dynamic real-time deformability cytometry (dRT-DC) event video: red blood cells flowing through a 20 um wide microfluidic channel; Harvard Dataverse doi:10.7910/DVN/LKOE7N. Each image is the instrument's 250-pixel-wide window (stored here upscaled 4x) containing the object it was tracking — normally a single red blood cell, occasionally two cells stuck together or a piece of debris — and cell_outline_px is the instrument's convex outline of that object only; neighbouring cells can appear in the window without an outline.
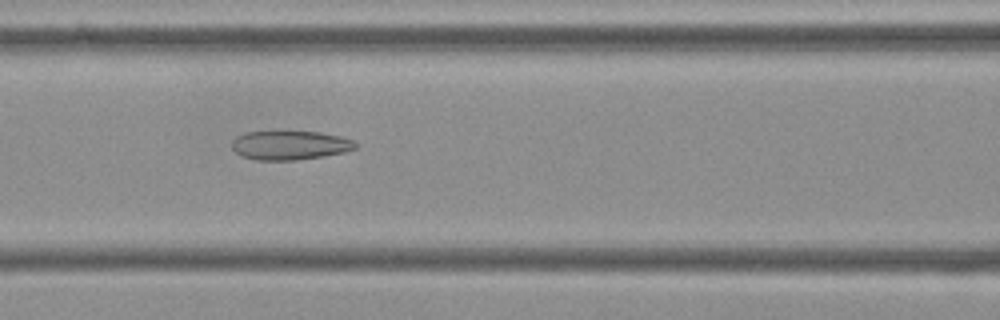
{"species": "Egyptian fruit bat (a non-hibernating species)", "species_latin": "Rousettus aegyptiacus", "temperature_condition": "cold", "stored_images_in_passage": 55, "camera_frame_rate_fps": 3000, "um_per_image_px": 0.085, "frame": {"image": 1, "passage_image": 23, "time_ms": 7.333, "image_size_px": [1000, 320], "cell_outline_px": [[356, 148], [344, 152], [324, 156], [296, 160], [256, 160], [240, 156], [232, 148], [232, 140], [236, 136], [244, 132], [320, 132], [340, 136], [352, 140], [356, 144]], "centroid_in_image_um": [24.61, 12.35], "position_along_channel_um": 142.0, "area_um2": 20.87}}
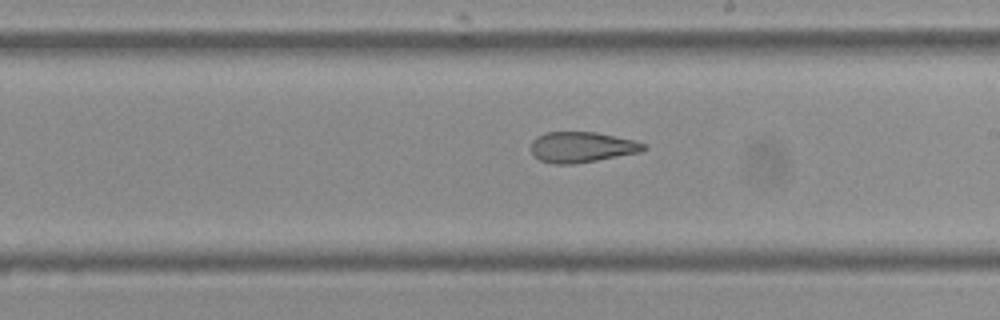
{"frame": {"image": 2, "passage_image": 31, "time_ms": 10.0, "image_size_px": [1000, 320], "cell_outline_px": [[648, 148], [640, 152], [596, 160], [572, 164], [552, 164], [540, 160], [532, 152], [532, 140], [536, 136], [544, 132], [596, 132], [636, 140], [644, 144]], "centroid_in_image_um": [49.45, 12.49], "position_along_channel_um": 239.5, "area_um2": 20.06}}
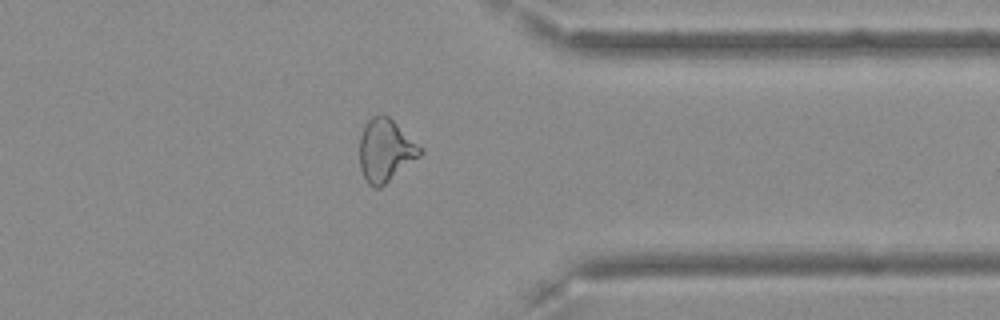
{"frame": {"image": 3, "passage_image": 43, "time_ms": 14.0, "image_size_px": [1000, 320], "cell_outline_px": [[424, 152], [420, 156], [380, 188], [372, 188], [368, 184], [360, 168], [360, 136], [368, 120], [372, 116], [388, 116]], "centroid_in_image_um": [32.73, 12.83], "position_along_channel_um": 378.7, "area_um2": 21.5}, "authors_computed_cell_mechanics": {"area_um2": 23.5824, "velocity_mm_per_s": 3.6581, "shape_relaxation_time_tau1_ms": null, "shape_relaxation_time_tau2_ms": 3.6591, "deformation_change_tau1": null, "deformation_change_tau2": 0.1251}}